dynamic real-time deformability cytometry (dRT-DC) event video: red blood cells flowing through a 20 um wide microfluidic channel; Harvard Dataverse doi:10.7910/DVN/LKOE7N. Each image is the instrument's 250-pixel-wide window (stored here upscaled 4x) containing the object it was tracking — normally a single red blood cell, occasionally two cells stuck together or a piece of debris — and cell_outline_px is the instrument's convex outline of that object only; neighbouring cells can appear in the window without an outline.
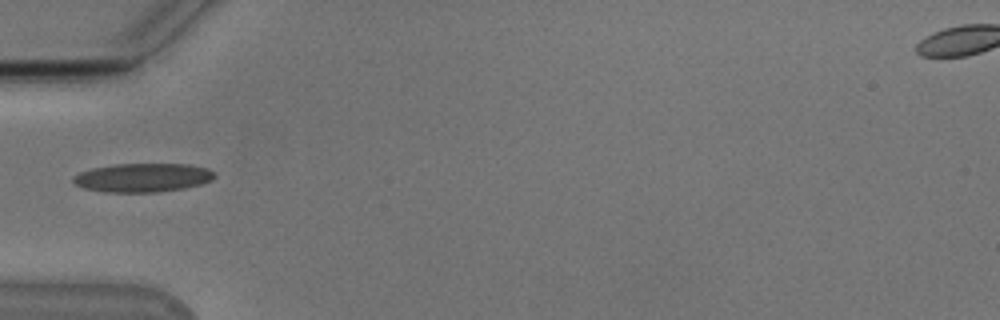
{"species": "Egyptian fruit bat (a non-hibernating species)", "species_latin": "Rousettus aegyptiacus", "temperature_condition": "cold", "stored_images_in_passage": 36, "camera_frame_rate_fps": 3000, "um_per_image_px": 0.085, "animal": {"sex": "male"}, "frame": {"image": 1, "passage_image": 1, "time_ms": 0.0, "image_size_px": [1000, 320], "cell_outline_px": [[216, 176], [212, 180], [200, 184], [184, 188], [160, 192], [104, 192], [84, 188], [76, 184], [72, 180], [72, 176], [80, 172], [92, 168], [116, 164], [188, 164], [208, 168], [216, 172]], "centroid_in_image_um": [12.15, 15.09], "position_along_channel_um": 72.8, "area_um2": 23.81}}
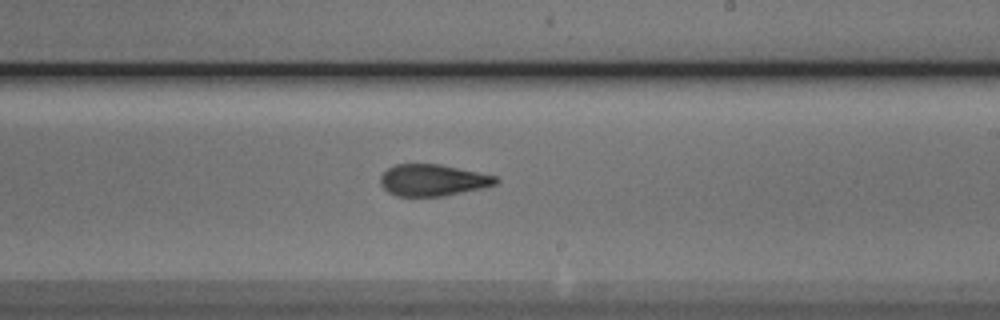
{"frame": {"image": 2, "passage_image": 15, "time_ms": 4.667, "image_size_px": [1000, 320], "cell_outline_px": [[500, 180], [496, 184], [480, 188], [444, 196], [396, 196], [388, 192], [380, 184], [380, 176], [388, 168], [396, 164], [440, 164], [496, 176]], "centroid_in_image_um": [36.76, 15.31], "position_along_channel_um": 252.2, "area_um2": 21.15}}
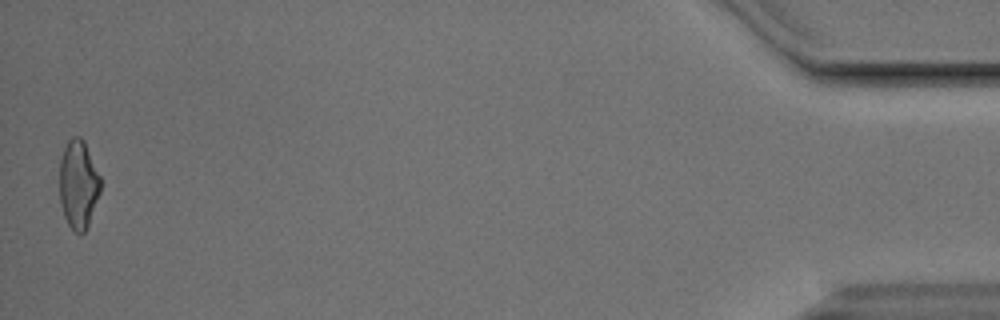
{"frame": {"image": 3, "passage_image": 36, "time_ms": 11.667, "image_size_px": [1000, 320], "cell_outline_px": [[100, 192], [88, 224], [84, 232], [80, 236], [72, 232], [64, 216], [60, 204], [60, 160], [64, 148], [68, 140], [72, 136], [80, 136], [84, 140], [100, 176]], "centroid_in_image_um": [6.65, 15.69], "position_along_channel_um": 428.6, "area_um2": 21.21}, "authors_computed_cell_mechanics": {"area_um2": 21.5883, "velocity_mm_per_s": 3.8287, "shape_relaxation_time_tau1_ms": 5.8431, "shape_relaxation_time_tau2_ms": 1.6739, "deformation_change_tau1": 0.1669, "deformation_change_tau2": 0.0988}}